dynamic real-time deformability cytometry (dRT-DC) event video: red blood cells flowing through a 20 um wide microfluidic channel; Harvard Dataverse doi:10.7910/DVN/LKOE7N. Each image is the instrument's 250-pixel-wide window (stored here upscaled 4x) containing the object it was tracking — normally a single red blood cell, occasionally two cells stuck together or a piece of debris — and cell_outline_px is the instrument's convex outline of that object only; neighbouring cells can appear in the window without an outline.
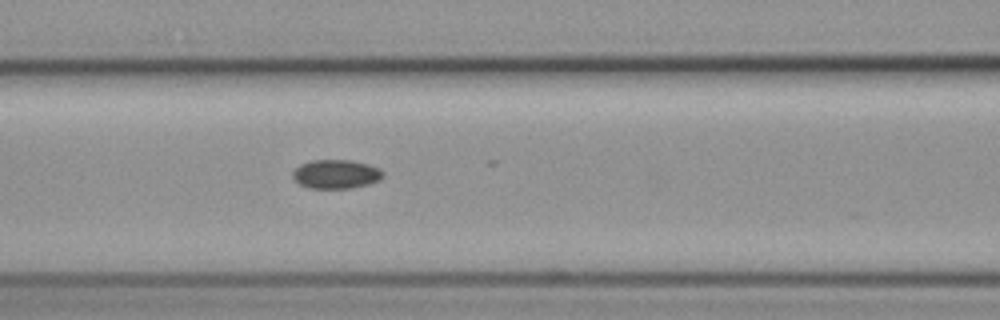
{"species": "common noctule bat (a hibernating species)", "species_latin": "Nyctalus noctula", "temperature_condition": "cold", "stored_images_in_passage": 7, "camera_frame_rate_fps": 3000, "um_per_image_px": 0.085, "animal": {"sex": "female", "body_mass_g": 19.3, "forearm_length_mm": 54.1}, "frame": {"image": 1, "passage_image": 7, "time_ms": 8.0, "image_size_px": [1000, 320], "cell_outline_px": [[384, 176], [380, 180], [368, 184], [352, 188], [308, 188], [300, 184], [292, 176], [292, 172], [300, 164], [312, 160], [352, 160], [368, 164], [380, 168], [384, 172]], "centroid_in_image_um": [28.59, 14.79], "position_along_channel_um": 138.0, "area_um2": 15.32}}